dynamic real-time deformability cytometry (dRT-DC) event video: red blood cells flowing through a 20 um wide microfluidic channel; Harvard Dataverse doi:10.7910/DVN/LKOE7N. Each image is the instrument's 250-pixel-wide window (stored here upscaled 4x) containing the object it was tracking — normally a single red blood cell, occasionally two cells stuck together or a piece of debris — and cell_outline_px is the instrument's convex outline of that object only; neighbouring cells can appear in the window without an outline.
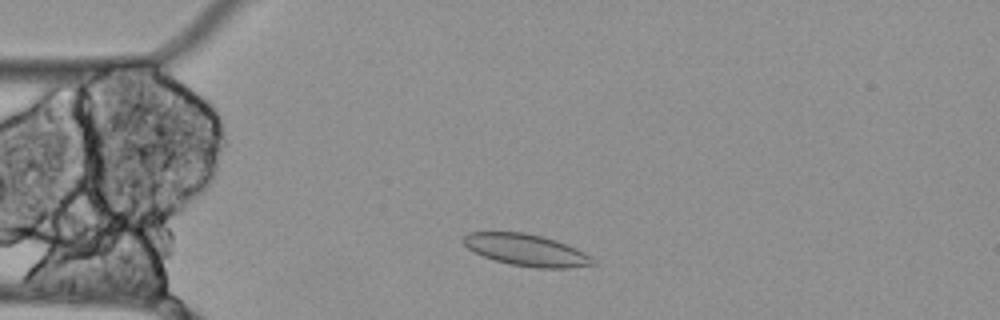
{"species": "Egyptian fruit bat (a non-hibernating species)", "species_latin": "Rousettus aegyptiacus", "temperature_condition": "cold", "stored_images_in_passage": 50, "camera_frame_rate_fps": 3000, "um_per_image_px": 0.085, "animal": {"sex": "female"}, "frame": {"image": 1, "passage_image": 7, "time_ms": 2.0, "image_size_px": [1000, 320], "cell_outline_px": [[596, 264], [572, 268], [536, 268], [508, 264], [484, 256], [468, 248], [460, 240], [468, 232], [524, 232], [556, 240], [576, 248], [592, 256], [596, 260]], "centroid_in_image_um": [44.77, 21.26], "position_along_channel_um": 40.2, "area_um2": 24.04}}
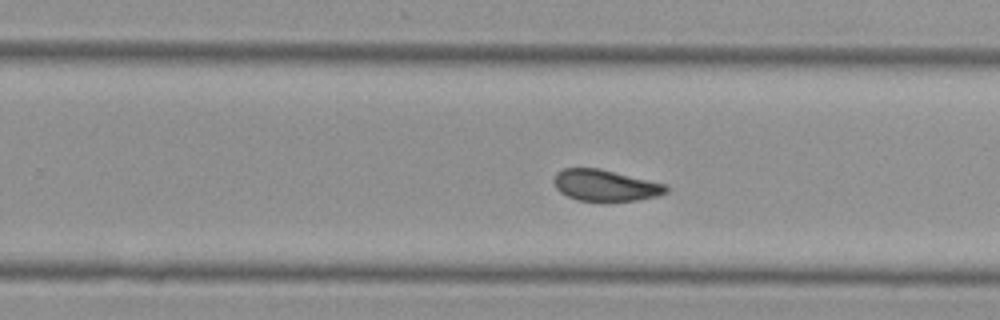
{"frame": {"image": 2, "passage_image": 29, "time_ms": 9.333, "image_size_px": [1000, 320], "cell_outline_px": [[668, 192], [656, 196], [636, 200], [576, 200], [560, 192], [556, 188], [552, 180], [556, 172], [564, 168], [600, 168], [668, 184]], "centroid_in_image_um": [51.45, 15.73], "position_along_channel_um": 278.4, "area_um2": 20.52}}
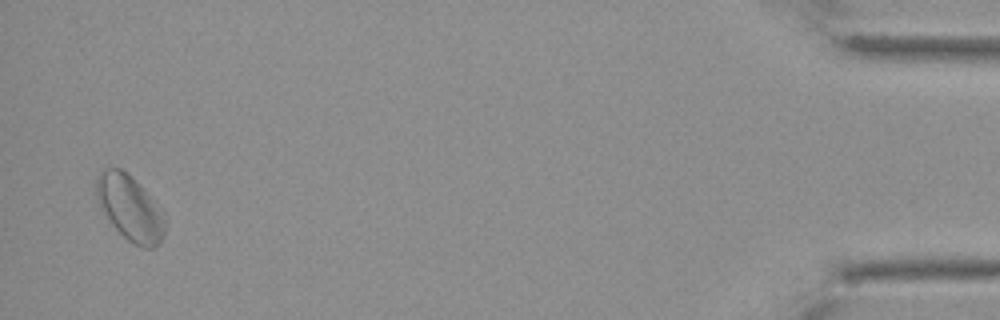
{"frame": {"image": 3, "passage_image": 49, "time_ms": 16.0, "image_size_px": [1000, 320], "cell_outline_px": [[164, 232], [160, 244], [156, 248], [140, 248], [128, 240], [112, 224], [100, 208], [96, 200], [96, 176], [104, 168], [120, 168], [136, 180], [152, 196], [164, 220]], "centroid_in_image_um": [11.02, 17.67], "position_along_channel_um": 424.2, "area_um2": 26.01}, "authors_computed_cell_mechanics": {"area_um2": 22.253, "velocity_mm_per_s": 3.4375, "shape_relaxation_time_tau1_ms": 0.0435, "shape_relaxation_time_tau2_ms": 3.5816, "deformation_change_tau1": 0.003, "deformation_change_tau2": 0.0847}}